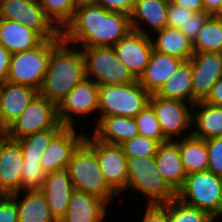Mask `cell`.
Segmentation results:
<instances>
[{
  "label": "cell",
  "instance_id": "1",
  "mask_svg": "<svg viewBox=\"0 0 222 222\" xmlns=\"http://www.w3.org/2000/svg\"><path fill=\"white\" fill-rule=\"evenodd\" d=\"M131 30L128 14L108 11L92 1H82L78 2L72 20L61 35L67 43H83V48L113 47Z\"/></svg>",
  "mask_w": 222,
  "mask_h": 222
},
{
  "label": "cell",
  "instance_id": "2",
  "mask_svg": "<svg viewBox=\"0 0 222 222\" xmlns=\"http://www.w3.org/2000/svg\"><path fill=\"white\" fill-rule=\"evenodd\" d=\"M62 40L51 52L47 72L39 94L57 107L86 78L81 49H70Z\"/></svg>",
  "mask_w": 222,
  "mask_h": 222
},
{
  "label": "cell",
  "instance_id": "3",
  "mask_svg": "<svg viewBox=\"0 0 222 222\" xmlns=\"http://www.w3.org/2000/svg\"><path fill=\"white\" fill-rule=\"evenodd\" d=\"M66 169L74 190L94 195L107 204L117 195L102 175L96 151L85 140L73 153Z\"/></svg>",
  "mask_w": 222,
  "mask_h": 222
},
{
  "label": "cell",
  "instance_id": "4",
  "mask_svg": "<svg viewBox=\"0 0 222 222\" xmlns=\"http://www.w3.org/2000/svg\"><path fill=\"white\" fill-rule=\"evenodd\" d=\"M63 40L57 38L45 40L40 46L12 54L7 81L36 89L42 87L52 50Z\"/></svg>",
  "mask_w": 222,
  "mask_h": 222
},
{
  "label": "cell",
  "instance_id": "5",
  "mask_svg": "<svg viewBox=\"0 0 222 222\" xmlns=\"http://www.w3.org/2000/svg\"><path fill=\"white\" fill-rule=\"evenodd\" d=\"M127 188L145 194L148 204H165L176 197V192L158 171L155 157H127Z\"/></svg>",
  "mask_w": 222,
  "mask_h": 222
},
{
  "label": "cell",
  "instance_id": "6",
  "mask_svg": "<svg viewBox=\"0 0 222 222\" xmlns=\"http://www.w3.org/2000/svg\"><path fill=\"white\" fill-rule=\"evenodd\" d=\"M150 94L139 81L130 84L99 86L98 110L103 116H125L134 118L148 104Z\"/></svg>",
  "mask_w": 222,
  "mask_h": 222
},
{
  "label": "cell",
  "instance_id": "7",
  "mask_svg": "<svg viewBox=\"0 0 222 222\" xmlns=\"http://www.w3.org/2000/svg\"><path fill=\"white\" fill-rule=\"evenodd\" d=\"M176 197L217 219L222 212V177L208 170L189 174Z\"/></svg>",
  "mask_w": 222,
  "mask_h": 222
},
{
  "label": "cell",
  "instance_id": "8",
  "mask_svg": "<svg viewBox=\"0 0 222 222\" xmlns=\"http://www.w3.org/2000/svg\"><path fill=\"white\" fill-rule=\"evenodd\" d=\"M86 78L94 80L99 86L130 84L138 81L129 68L117 57L113 47H84ZM91 76V77H90Z\"/></svg>",
  "mask_w": 222,
  "mask_h": 222
},
{
  "label": "cell",
  "instance_id": "9",
  "mask_svg": "<svg viewBox=\"0 0 222 222\" xmlns=\"http://www.w3.org/2000/svg\"><path fill=\"white\" fill-rule=\"evenodd\" d=\"M58 123L57 106L38 93L21 115L4 130V134L18 140L54 128Z\"/></svg>",
  "mask_w": 222,
  "mask_h": 222
},
{
  "label": "cell",
  "instance_id": "10",
  "mask_svg": "<svg viewBox=\"0 0 222 222\" xmlns=\"http://www.w3.org/2000/svg\"><path fill=\"white\" fill-rule=\"evenodd\" d=\"M0 18L24 24L45 40L57 38L61 34L37 0H4L0 4Z\"/></svg>",
  "mask_w": 222,
  "mask_h": 222
},
{
  "label": "cell",
  "instance_id": "11",
  "mask_svg": "<svg viewBox=\"0 0 222 222\" xmlns=\"http://www.w3.org/2000/svg\"><path fill=\"white\" fill-rule=\"evenodd\" d=\"M85 141L96 151L102 175L108 186L118 195L127 189V157L120 145L100 142L94 136Z\"/></svg>",
  "mask_w": 222,
  "mask_h": 222
},
{
  "label": "cell",
  "instance_id": "12",
  "mask_svg": "<svg viewBox=\"0 0 222 222\" xmlns=\"http://www.w3.org/2000/svg\"><path fill=\"white\" fill-rule=\"evenodd\" d=\"M192 70L193 105L204 101L222 76V53L194 52L189 59Z\"/></svg>",
  "mask_w": 222,
  "mask_h": 222
},
{
  "label": "cell",
  "instance_id": "13",
  "mask_svg": "<svg viewBox=\"0 0 222 222\" xmlns=\"http://www.w3.org/2000/svg\"><path fill=\"white\" fill-rule=\"evenodd\" d=\"M149 105L153 108L162 133L167 140H172L173 135L186 131L193 123V113L183 101L165 99L152 94Z\"/></svg>",
  "mask_w": 222,
  "mask_h": 222
},
{
  "label": "cell",
  "instance_id": "14",
  "mask_svg": "<svg viewBox=\"0 0 222 222\" xmlns=\"http://www.w3.org/2000/svg\"><path fill=\"white\" fill-rule=\"evenodd\" d=\"M98 96L99 85L94 80L85 78L57 107L59 122L63 126L73 127V114L83 116L98 110Z\"/></svg>",
  "mask_w": 222,
  "mask_h": 222
},
{
  "label": "cell",
  "instance_id": "15",
  "mask_svg": "<svg viewBox=\"0 0 222 222\" xmlns=\"http://www.w3.org/2000/svg\"><path fill=\"white\" fill-rule=\"evenodd\" d=\"M113 49L137 79L144 73L154 50L151 37L135 30L119 40Z\"/></svg>",
  "mask_w": 222,
  "mask_h": 222
},
{
  "label": "cell",
  "instance_id": "16",
  "mask_svg": "<svg viewBox=\"0 0 222 222\" xmlns=\"http://www.w3.org/2000/svg\"><path fill=\"white\" fill-rule=\"evenodd\" d=\"M74 127L64 126L51 140L41 157L40 164L46 173L66 169L86 134H76Z\"/></svg>",
  "mask_w": 222,
  "mask_h": 222
},
{
  "label": "cell",
  "instance_id": "17",
  "mask_svg": "<svg viewBox=\"0 0 222 222\" xmlns=\"http://www.w3.org/2000/svg\"><path fill=\"white\" fill-rule=\"evenodd\" d=\"M22 148L17 140L0 137V195L21 191Z\"/></svg>",
  "mask_w": 222,
  "mask_h": 222
},
{
  "label": "cell",
  "instance_id": "18",
  "mask_svg": "<svg viewBox=\"0 0 222 222\" xmlns=\"http://www.w3.org/2000/svg\"><path fill=\"white\" fill-rule=\"evenodd\" d=\"M38 93L36 89L22 84L8 81L0 84V128L4 131Z\"/></svg>",
  "mask_w": 222,
  "mask_h": 222
},
{
  "label": "cell",
  "instance_id": "19",
  "mask_svg": "<svg viewBox=\"0 0 222 222\" xmlns=\"http://www.w3.org/2000/svg\"><path fill=\"white\" fill-rule=\"evenodd\" d=\"M40 191L47 199L50 213L56 222L65 216L74 187L67 169L46 174Z\"/></svg>",
  "mask_w": 222,
  "mask_h": 222
},
{
  "label": "cell",
  "instance_id": "20",
  "mask_svg": "<svg viewBox=\"0 0 222 222\" xmlns=\"http://www.w3.org/2000/svg\"><path fill=\"white\" fill-rule=\"evenodd\" d=\"M155 161L163 179L177 192L184 185L187 177L179 153V142L168 140L160 143Z\"/></svg>",
  "mask_w": 222,
  "mask_h": 222
},
{
  "label": "cell",
  "instance_id": "21",
  "mask_svg": "<svg viewBox=\"0 0 222 222\" xmlns=\"http://www.w3.org/2000/svg\"><path fill=\"white\" fill-rule=\"evenodd\" d=\"M184 60L154 51L138 81L150 94H156Z\"/></svg>",
  "mask_w": 222,
  "mask_h": 222
},
{
  "label": "cell",
  "instance_id": "22",
  "mask_svg": "<svg viewBox=\"0 0 222 222\" xmlns=\"http://www.w3.org/2000/svg\"><path fill=\"white\" fill-rule=\"evenodd\" d=\"M106 205L104 200L94 195L74 190L60 222H101L106 215Z\"/></svg>",
  "mask_w": 222,
  "mask_h": 222
},
{
  "label": "cell",
  "instance_id": "23",
  "mask_svg": "<svg viewBox=\"0 0 222 222\" xmlns=\"http://www.w3.org/2000/svg\"><path fill=\"white\" fill-rule=\"evenodd\" d=\"M44 41L37 31L24 24L0 18V44L10 53L32 50Z\"/></svg>",
  "mask_w": 222,
  "mask_h": 222
},
{
  "label": "cell",
  "instance_id": "24",
  "mask_svg": "<svg viewBox=\"0 0 222 222\" xmlns=\"http://www.w3.org/2000/svg\"><path fill=\"white\" fill-rule=\"evenodd\" d=\"M138 134L134 118L113 115L100 117L93 136L103 143L121 145Z\"/></svg>",
  "mask_w": 222,
  "mask_h": 222
},
{
  "label": "cell",
  "instance_id": "25",
  "mask_svg": "<svg viewBox=\"0 0 222 222\" xmlns=\"http://www.w3.org/2000/svg\"><path fill=\"white\" fill-rule=\"evenodd\" d=\"M169 2V0H136L132 13L129 15L132 30L149 35L140 27L141 21L149 23L155 31L165 28Z\"/></svg>",
  "mask_w": 222,
  "mask_h": 222
},
{
  "label": "cell",
  "instance_id": "26",
  "mask_svg": "<svg viewBox=\"0 0 222 222\" xmlns=\"http://www.w3.org/2000/svg\"><path fill=\"white\" fill-rule=\"evenodd\" d=\"M19 193L11 194L14 199L18 222H56L52 217L47 199L40 190H26L23 200Z\"/></svg>",
  "mask_w": 222,
  "mask_h": 222
},
{
  "label": "cell",
  "instance_id": "27",
  "mask_svg": "<svg viewBox=\"0 0 222 222\" xmlns=\"http://www.w3.org/2000/svg\"><path fill=\"white\" fill-rule=\"evenodd\" d=\"M156 95L165 99L189 101L191 109L193 108L192 70L189 60L176 69Z\"/></svg>",
  "mask_w": 222,
  "mask_h": 222
},
{
  "label": "cell",
  "instance_id": "28",
  "mask_svg": "<svg viewBox=\"0 0 222 222\" xmlns=\"http://www.w3.org/2000/svg\"><path fill=\"white\" fill-rule=\"evenodd\" d=\"M157 39L153 42L154 51L162 54L178 57L188 61L194 54L192 42L178 28L166 26L156 31Z\"/></svg>",
  "mask_w": 222,
  "mask_h": 222
},
{
  "label": "cell",
  "instance_id": "29",
  "mask_svg": "<svg viewBox=\"0 0 222 222\" xmlns=\"http://www.w3.org/2000/svg\"><path fill=\"white\" fill-rule=\"evenodd\" d=\"M200 111L195 114V107ZM192 107V121L197 124L199 130L190 134L196 138L208 140L211 138L222 137V106H213L204 101H198Z\"/></svg>",
  "mask_w": 222,
  "mask_h": 222
},
{
  "label": "cell",
  "instance_id": "30",
  "mask_svg": "<svg viewBox=\"0 0 222 222\" xmlns=\"http://www.w3.org/2000/svg\"><path fill=\"white\" fill-rule=\"evenodd\" d=\"M179 153L187 175L207 171L208 151L206 140L189 134L179 142Z\"/></svg>",
  "mask_w": 222,
  "mask_h": 222
},
{
  "label": "cell",
  "instance_id": "31",
  "mask_svg": "<svg viewBox=\"0 0 222 222\" xmlns=\"http://www.w3.org/2000/svg\"><path fill=\"white\" fill-rule=\"evenodd\" d=\"M194 52L222 53V18L210 15L192 43Z\"/></svg>",
  "mask_w": 222,
  "mask_h": 222
},
{
  "label": "cell",
  "instance_id": "32",
  "mask_svg": "<svg viewBox=\"0 0 222 222\" xmlns=\"http://www.w3.org/2000/svg\"><path fill=\"white\" fill-rule=\"evenodd\" d=\"M64 126L59 122L54 128L36 132L18 139L22 148L23 161H41L42 154L49 146L52 138Z\"/></svg>",
  "mask_w": 222,
  "mask_h": 222
},
{
  "label": "cell",
  "instance_id": "33",
  "mask_svg": "<svg viewBox=\"0 0 222 222\" xmlns=\"http://www.w3.org/2000/svg\"><path fill=\"white\" fill-rule=\"evenodd\" d=\"M45 15L62 31L72 20L78 5L77 0H37ZM54 21V22H53Z\"/></svg>",
  "mask_w": 222,
  "mask_h": 222
},
{
  "label": "cell",
  "instance_id": "34",
  "mask_svg": "<svg viewBox=\"0 0 222 222\" xmlns=\"http://www.w3.org/2000/svg\"><path fill=\"white\" fill-rule=\"evenodd\" d=\"M210 213L188 205L175 197L168 202V222H214Z\"/></svg>",
  "mask_w": 222,
  "mask_h": 222
},
{
  "label": "cell",
  "instance_id": "35",
  "mask_svg": "<svg viewBox=\"0 0 222 222\" xmlns=\"http://www.w3.org/2000/svg\"><path fill=\"white\" fill-rule=\"evenodd\" d=\"M134 119L138 126L139 135L152 138L159 143L168 141L164 137L156 114L149 104Z\"/></svg>",
  "mask_w": 222,
  "mask_h": 222
},
{
  "label": "cell",
  "instance_id": "36",
  "mask_svg": "<svg viewBox=\"0 0 222 222\" xmlns=\"http://www.w3.org/2000/svg\"><path fill=\"white\" fill-rule=\"evenodd\" d=\"M159 144L152 138L138 134L120 146L126 157H155Z\"/></svg>",
  "mask_w": 222,
  "mask_h": 222
},
{
  "label": "cell",
  "instance_id": "37",
  "mask_svg": "<svg viewBox=\"0 0 222 222\" xmlns=\"http://www.w3.org/2000/svg\"><path fill=\"white\" fill-rule=\"evenodd\" d=\"M46 172L40 161H23L21 170V189L40 190L46 179Z\"/></svg>",
  "mask_w": 222,
  "mask_h": 222
},
{
  "label": "cell",
  "instance_id": "38",
  "mask_svg": "<svg viewBox=\"0 0 222 222\" xmlns=\"http://www.w3.org/2000/svg\"><path fill=\"white\" fill-rule=\"evenodd\" d=\"M208 151V171L222 177V137L206 140Z\"/></svg>",
  "mask_w": 222,
  "mask_h": 222
},
{
  "label": "cell",
  "instance_id": "39",
  "mask_svg": "<svg viewBox=\"0 0 222 222\" xmlns=\"http://www.w3.org/2000/svg\"><path fill=\"white\" fill-rule=\"evenodd\" d=\"M209 16L210 14L205 11L194 12L179 29L193 43Z\"/></svg>",
  "mask_w": 222,
  "mask_h": 222
},
{
  "label": "cell",
  "instance_id": "40",
  "mask_svg": "<svg viewBox=\"0 0 222 222\" xmlns=\"http://www.w3.org/2000/svg\"><path fill=\"white\" fill-rule=\"evenodd\" d=\"M194 11L183 6H178L169 2L167 11V26L172 28H180L188 20Z\"/></svg>",
  "mask_w": 222,
  "mask_h": 222
},
{
  "label": "cell",
  "instance_id": "41",
  "mask_svg": "<svg viewBox=\"0 0 222 222\" xmlns=\"http://www.w3.org/2000/svg\"><path fill=\"white\" fill-rule=\"evenodd\" d=\"M0 222H18L16 205L11 195H0Z\"/></svg>",
  "mask_w": 222,
  "mask_h": 222
},
{
  "label": "cell",
  "instance_id": "42",
  "mask_svg": "<svg viewBox=\"0 0 222 222\" xmlns=\"http://www.w3.org/2000/svg\"><path fill=\"white\" fill-rule=\"evenodd\" d=\"M99 4L104 9L111 12H120L130 15L132 13L134 3L136 0H91Z\"/></svg>",
  "mask_w": 222,
  "mask_h": 222
},
{
  "label": "cell",
  "instance_id": "43",
  "mask_svg": "<svg viewBox=\"0 0 222 222\" xmlns=\"http://www.w3.org/2000/svg\"><path fill=\"white\" fill-rule=\"evenodd\" d=\"M142 222H168V203L148 204Z\"/></svg>",
  "mask_w": 222,
  "mask_h": 222
},
{
  "label": "cell",
  "instance_id": "44",
  "mask_svg": "<svg viewBox=\"0 0 222 222\" xmlns=\"http://www.w3.org/2000/svg\"><path fill=\"white\" fill-rule=\"evenodd\" d=\"M12 53L0 44V84L7 81Z\"/></svg>",
  "mask_w": 222,
  "mask_h": 222
},
{
  "label": "cell",
  "instance_id": "45",
  "mask_svg": "<svg viewBox=\"0 0 222 222\" xmlns=\"http://www.w3.org/2000/svg\"><path fill=\"white\" fill-rule=\"evenodd\" d=\"M204 102L213 106H222V76L213 85L210 94Z\"/></svg>",
  "mask_w": 222,
  "mask_h": 222
},
{
  "label": "cell",
  "instance_id": "46",
  "mask_svg": "<svg viewBox=\"0 0 222 222\" xmlns=\"http://www.w3.org/2000/svg\"><path fill=\"white\" fill-rule=\"evenodd\" d=\"M169 1L178 6H183L194 12L204 11L203 0H169Z\"/></svg>",
  "mask_w": 222,
  "mask_h": 222
},
{
  "label": "cell",
  "instance_id": "47",
  "mask_svg": "<svg viewBox=\"0 0 222 222\" xmlns=\"http://www.w3.org/2000/svg\"><path fill=\"white\" fill-rule=\"evenodd\" d=\"M203 5L205 12L216 15L222 7V0H203Z\"/></svg>",
  "mask_w": 222,
  "mask_h": 222
},
{
  "label": "cell",
  "instance_id": "48",
  "mask_svg": "<svg viewBox=\"0 0 222 222\" xmlns=\"http://www.w3.org/2000/svg\"><path fill=\"white\" fill-rule=\"evenodd\" d=\"M216 16L221 17L222 18V7L220 9V11L216 14Z\"/></svg>",
  "mask_w": 222,
  "mask_h": 222
},
{
  "label": "cell",
  "instance_id": "49",
  "mask_svg": "<svg viewBox=\"0 0 222 222\" xmlns=\"http://www.w3.org/2000/svg\"><path fill=\"white\" fill-rule=\"evenodd\" d=\"M4 134V131L0 128V137Z\"/></svg>",
  "mask_w": 222,
  "mask_h": 222
},
{
  "label": "cell",
  "instance_id": "50",
  "mask_svg": "<svg viewBox=\"0 0 222 222\" xmlns=\"http://www.w3.org/2000/svg\"><path fill=\"white\" fill-rule=\"evenodd\" d=\"M78 2H82V1H91V0H77Z\"/></svg>",
  "mask_w": 222,
  "mask_h": 222
}]
</instances>
